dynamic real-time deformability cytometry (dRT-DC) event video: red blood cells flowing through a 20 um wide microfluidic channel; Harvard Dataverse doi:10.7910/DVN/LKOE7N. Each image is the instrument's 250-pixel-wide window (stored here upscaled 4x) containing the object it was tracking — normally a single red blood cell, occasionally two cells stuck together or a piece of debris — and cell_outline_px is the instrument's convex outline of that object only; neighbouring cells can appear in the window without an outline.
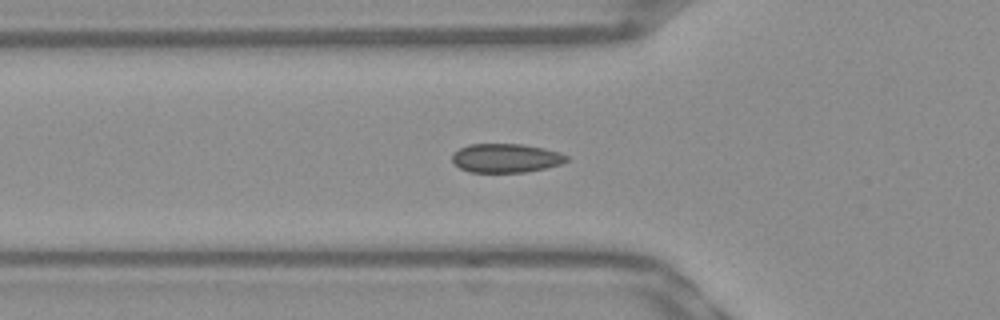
{"species": "Egyptian fruit bat (a non-hibernating species)", "species_latin": "Rousettus aegyptiacus", "temperature_condition": "warm", "stored_images_in_passage": 37, "camera_frame_rate_fps": 3000, "um_per_image_px": 0.085, "frame": {"image": 1, "passage_image": 2, "time_ms": 0.333, "image_size_px": [1000, 320], "cell_outline_px": [[568, 160], [560, 164], [544, 168], [524, 172], [468, 172], [452, 164], [452, 152], [468, 144], [524, 144], [544, 148], [560, 152], [568, 156]], "centroid_in_image_um": [42.96, 13.43], "position_along_channel_um": 82.8, "area_um2": 19.42}}
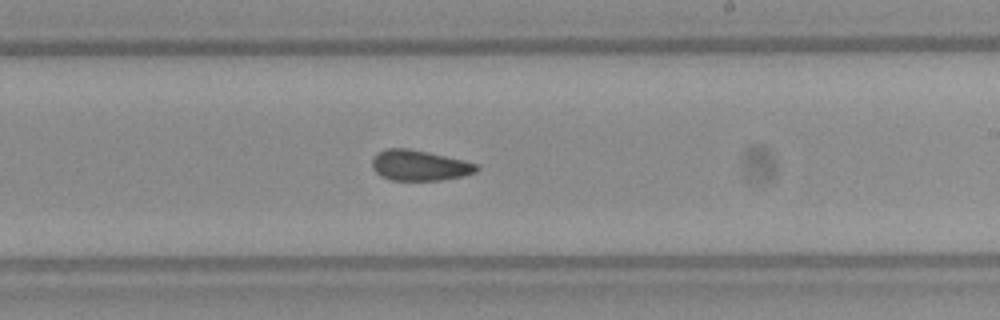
{"frame": {"image": 2, "passage_image": 15, "time_ms": 4.667, "image_size_px": [1000, 320], "cell_outline_px": [[480, 168], [476, 172], [464, 176], [440, 180], [392, 180], [380, 176], [372, 168], [372, 156], [388, 148], [408, 148], [428, 152], [464, 160], [476, 164]], "centroid_in_image_um": [35.65, 14.06], "position_along_channel_um": 253.4, "area_um2": 18.61}}
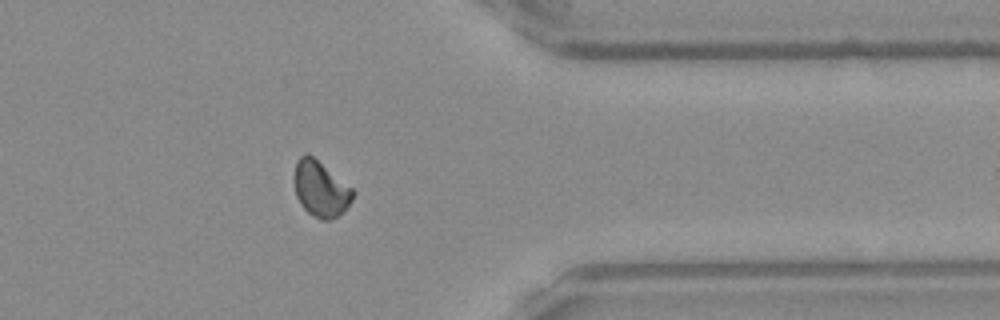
{"frame": {"image": 3, "passage_image": 26, "time_ms": 8.333, "image_size_px": [1000, 320], "cell_outline_px": [[352, 200], [344, 212], [332, 220], [320, 220], [312, 216], [300, 204], [296, 196], [296, 160], [304, 152], [308, 152], [352, 188]], "centroid_in_image_um": [27.26, 16.07], "position_along_channel_um": 384.1, "area_um2": 18.84}}